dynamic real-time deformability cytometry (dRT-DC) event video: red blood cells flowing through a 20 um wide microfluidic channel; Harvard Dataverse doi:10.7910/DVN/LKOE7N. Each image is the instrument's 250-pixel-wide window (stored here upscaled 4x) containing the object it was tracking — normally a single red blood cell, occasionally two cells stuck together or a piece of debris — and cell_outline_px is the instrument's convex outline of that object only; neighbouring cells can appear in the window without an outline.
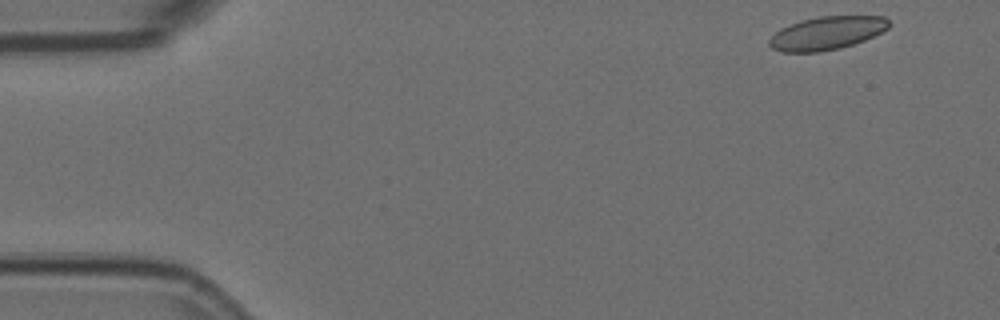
{"species": "Egyptian fruit bat (a non-hibernating species)", "species_latin": "Rousettus aegyptiacus", "temperature_condition": "room temperature", "stored_images_in_passage": 54, "camera_frame_rate_fps": 3000, "um_per_image_px": 0.085, "animal": {"sex": "female"}, "frame": {"image": 1, "passage_image": 1, "time_ms": 0.0, "image_size_px": [1000, 320], "cell_outline_px": [[888, 28], [864, 40], [840, 48], [820, 52], [780, 52], [772, 48], [768, 44], [768, 40], [780, 28], [800, 20], [820, 16], [884, 16], [888, 20]], "centroid_in_image_um": [70.23, 2.82], "position_along_channel_um": 14.8, "area_um2": 23.06}}
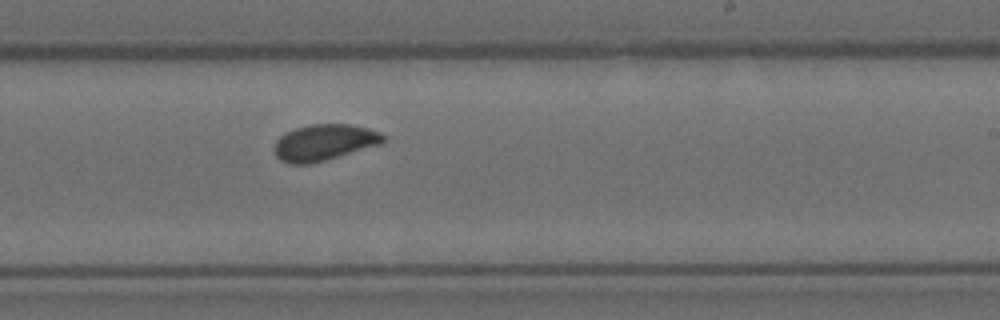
{"frame": {"image": 2, "passage_image": 31, "time_ms": 10.0, "image_size_px": [1000, 320], "cell_outline_px": [[388, 136], [384, 144], [312, 164], [288, 164], [280, 160], [276, 156], [276, 140], [284, 132], [308, 124], [348, 124], [368, 128], [380, 132]], "centroid_in_image_um": [27.62, 12.11], "position_along_channel_um": 261.4, "area_um2": 23.41}}
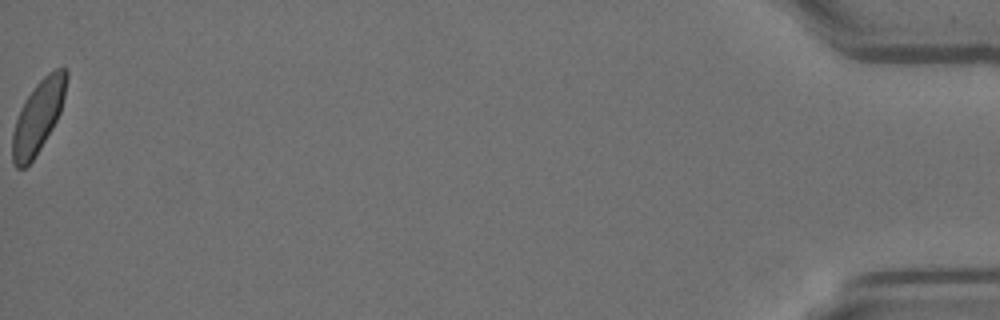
{"frame": {"image": 3, "passage_image": 54, "time_ms": 17.667, "image_size_px": [1000, 320], "cell_outline_px": [[68, 76], [64, 96], [60, 112], [52, 128], [40, 148], [32, 160], [24, 168], [16, 168], [12, 160], [12, 132], [20, 108], [24, 100], [36, 84], [48, 72], [56, 68], [68, 68]], "centroid_in_image_um": [3.23, 9.88], "position_along_channel_um": 432.0, "area_um2": 22.6}, "authors_computed_cell_mechanics": {"area_um2": 23.2356, "velocity_mm_per_s": 3.5651, "shape_relaxation_time_tau1_ms": 4.0414, "shape_relaxation_time_tau2_ms": null, "deformation_change_tau1": 0.0808, "deformation_change_tau2": null}}